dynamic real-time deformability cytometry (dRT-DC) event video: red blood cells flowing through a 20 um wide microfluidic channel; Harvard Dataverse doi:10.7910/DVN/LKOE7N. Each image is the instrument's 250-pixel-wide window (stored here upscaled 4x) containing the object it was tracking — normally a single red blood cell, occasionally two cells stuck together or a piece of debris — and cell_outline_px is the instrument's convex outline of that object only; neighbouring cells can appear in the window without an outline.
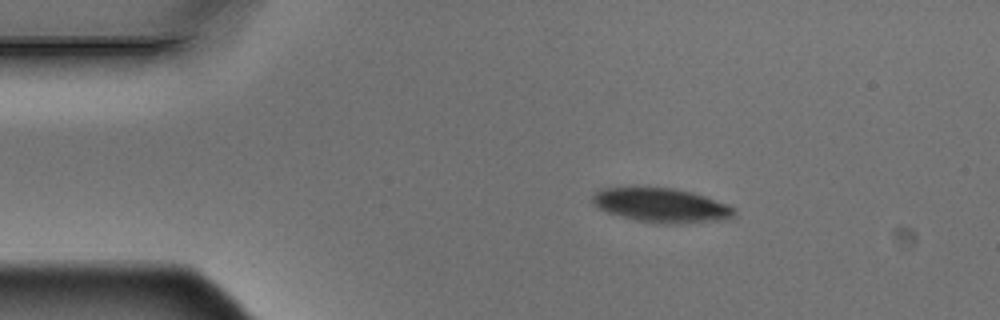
{"species": "Egyptian fruit bat (a non-hibernating species)", "species_latin": "Rousettus aegyptiacus", "temperature_condition": "warm", "stored_images_in_passage": 7, "camera_frame_rate_fps": 3000, "um_per_image_px": 0.085, "animal": {"sex": "male"}, "frame": {"image": 1, "passage_image": 1, "time_ms": 0.0, "image_size_px": [1000, 320], "cell_outline_px": [[732, 216], [724, 220], [672, 224], [668, 224], [636, 220], [608, 212], [600, 208], [592, 200], [592, 196], [600, 188], [636, 184], [644, 184], [676, 188], [692, 192], [704, 196], [724, 204], [732, 208]], "centroid_in_image_um": [56.11, 17.38], "position_along_channel_um": 28.9, "area_um2": 28.73}}
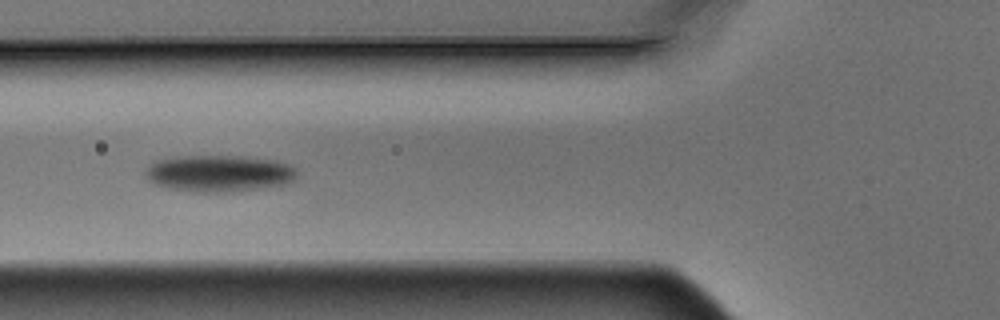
{"frame": {"image": 2, "passage_image": 4, "time_ms": 1.0, "image_size_px": [1000, 320], "cell_outline_px": [[296, 180], [284, 184], [264, 188], [232, 192], [196, 192], [168, 188], [156, 184], [148, 180], [144, 172], [148, 164], [156, 160], [176, 156], [240, 156], [276, 160], [288, 164], [296, 168]], "centroid_in_image_um": [18.61, 14.74], "position_along_channel_um": 107.2, "area_um2": 32.77}}
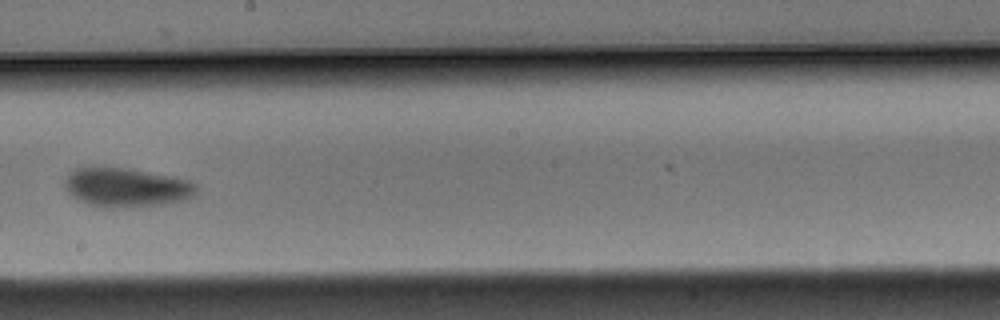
{"frame": {"image": 3, "passage_image": 7, "time_ms": 2.0, "image_size_px": [1000, 320], "cell_outline_px": [[196, 196], [184, 200], [164, 204], [100, 208], [88, 204], [72, 196], [64, 188], [64, 180], [76, 168], [128, 168], [172, 176], [188, 180], [196, 184]], "centroid_in_image_um": [10.76, 15.94], "position_along_channel_um": 237.4, "area_um2": 29.71}}